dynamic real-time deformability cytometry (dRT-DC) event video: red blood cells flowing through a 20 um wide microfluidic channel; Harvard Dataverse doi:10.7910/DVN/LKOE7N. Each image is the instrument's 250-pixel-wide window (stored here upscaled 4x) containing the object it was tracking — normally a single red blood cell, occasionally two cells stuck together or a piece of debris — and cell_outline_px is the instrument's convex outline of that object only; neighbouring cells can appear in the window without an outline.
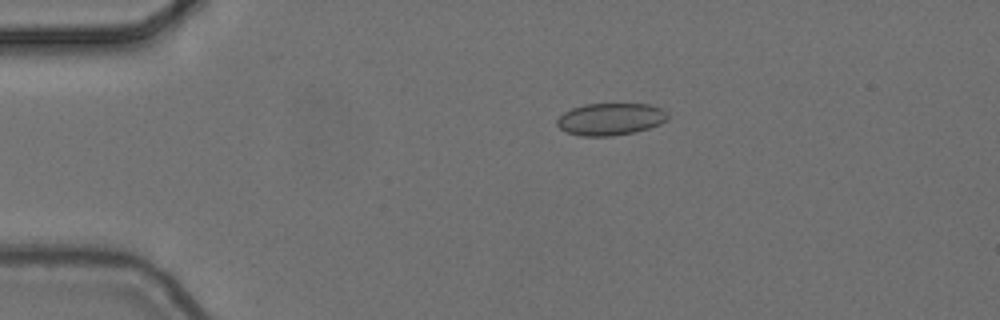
{"species": "common noctule bat (a hibernating species)", "species_latin": "Nyctalus noctula", "temperature_condition": "cold", "stored_images_in_passage": 7, "camera_frame_rate_fps": 3000, "um_per_image_px": 0.085, "animal": {"sex": "female", "body_mass_g": 24.6, "forearm_length_mm": 56.2}, "frame": {"image": 1, "passage_image": 7, "time_ms": 2.0, "image_size_px": [1000, 320], "cell_outline_px": [[668, 116], [660, 124], [636, 132], [612, 136], [580, 136], [568, 132], [560, 128], [556, 124], [556, 120], [564, 112], [572, 108], [584, 104], [652, 104], [668, 112]], "centroid_in_image_um": [51.89, 10.12], "position_along_channel_um": 33.1, "area_um2": 20.75}}